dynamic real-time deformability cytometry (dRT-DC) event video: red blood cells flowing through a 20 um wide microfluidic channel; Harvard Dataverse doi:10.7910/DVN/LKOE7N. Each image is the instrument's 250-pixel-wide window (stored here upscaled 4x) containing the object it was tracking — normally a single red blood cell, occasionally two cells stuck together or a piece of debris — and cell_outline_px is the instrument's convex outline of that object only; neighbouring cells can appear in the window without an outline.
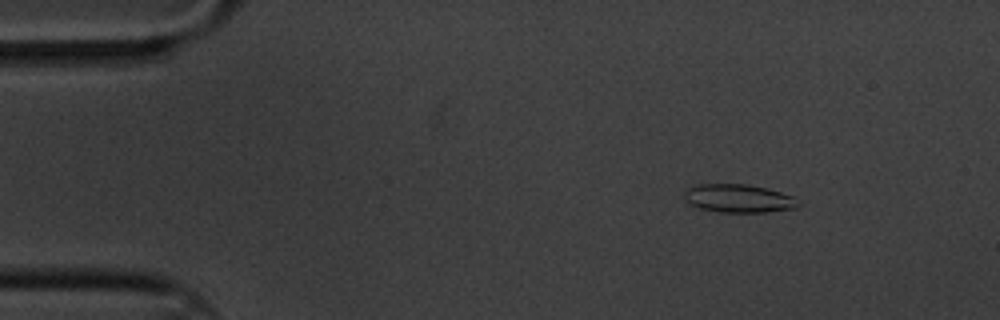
{"species": "common noctule bat (a hibernating species)", "species_latin": "Nyctalus noctula", "temperature_condition": "cold", "stored_images_in_passage": 6, "camera_frame_rate_fps": 3000, "um_per_image_px": 0.085, "animal": {"sex": "male", "body_mass_g": 20.1, "forearm_length_mm": 53.5}, "frame": {"image": 1, "passage_image": 1, "time_ms": 0.0, "image_size_px": [1000, 320], "cell_outline_px": [[800, 204], [796, 208], [768, 212], [720, 212], [700, 208], [692, 204], [684, 196], [684, 192], [688, 188], [700, 184], [748, 184], [768, 188], [792, 196]], "centroid_in_image_um": [62.81, 16.86], "position_along_channel_um": 22.2, "area_um2": 18.61}}
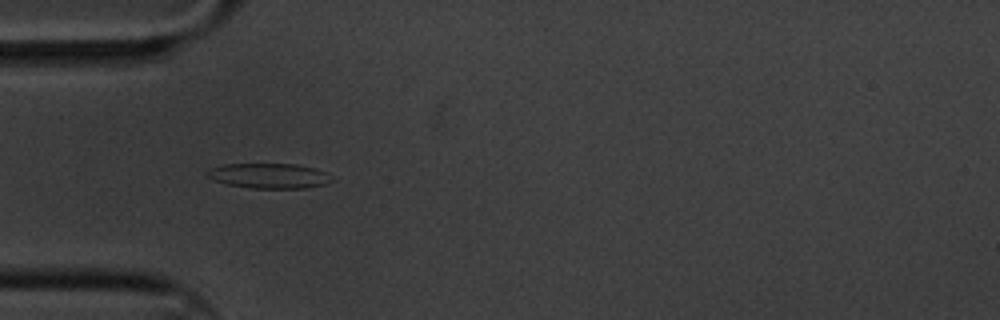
{"frame": {"image": 2, "passage_image": 4, "time_ms": 1.0, "image_size_px": [1000, 320], "cell_outline_px": [[336, 180], [324, 184], [308, 188], [252, 188], [228, 184], [216, 180], [208, 176], [208, 168], [224, 164], [296, 164], [316, 168], [324, 172]], "centroid_in_image_um": [22.92, 14.94], "position_along_channel_um": 62.1, "area_um2": 18.09}}
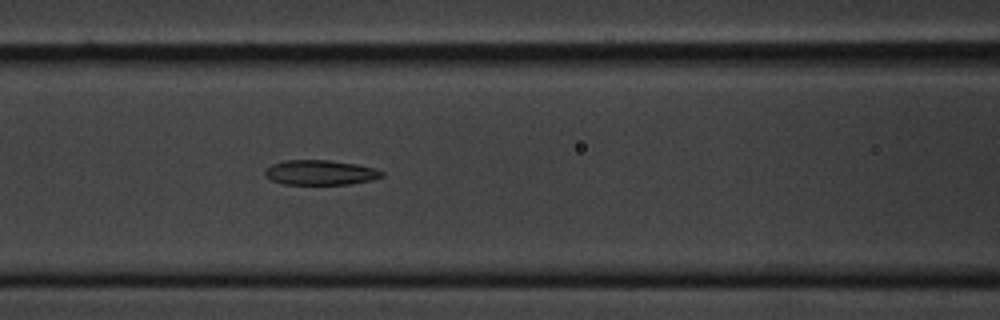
{"frame": {"image": 3, "passage_image": 6, "time_ms": 1.667, "image_size_px": [1000, 320], "cell_outline_px": [[384, 176], [372, 180], [348, 184], [284, 184], [272, 180], [264, 176], [264, 172], [272, 164], [284, 160], [328, 160], [356, 164], [376, 168], [384, 172]], "centroid_in_image_um": [27.24, 14.66], "position_along_channel_um": 139.4, "area_um2": 16.94}}